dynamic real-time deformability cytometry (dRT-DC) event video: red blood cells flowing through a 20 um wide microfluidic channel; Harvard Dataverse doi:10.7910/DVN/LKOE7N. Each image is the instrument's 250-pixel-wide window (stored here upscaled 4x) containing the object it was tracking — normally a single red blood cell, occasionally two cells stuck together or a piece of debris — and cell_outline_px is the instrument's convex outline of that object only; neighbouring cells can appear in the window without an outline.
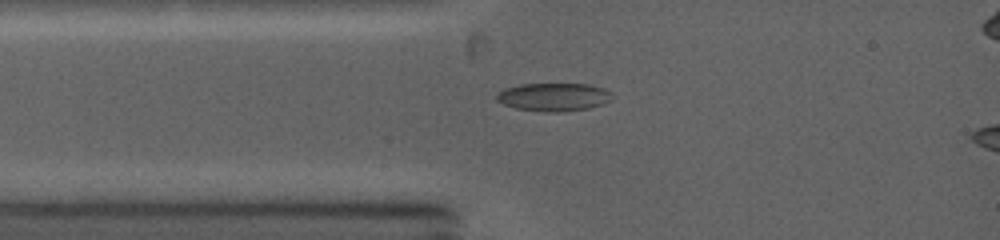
{"species": "common noctule bat (a hibernating species)", "species_latin": "Nyctalus noctula", "temperature_condition": "warm", "stored_images_in_passage": 5, "camera_frame_rate_fps": 5000, "um_per_image_px": 0.085, "animal": {"sex": "female", "body_mass_g": 19.0, "forearm_length_mm": 53.3}, "frame": {"image": 1, "passage_image": 3, "time_ms": 2.0, "image_size_px": [1000, 240], "cell_outline_px": [[612, 100], [588, 108], [560, 112], [544, 112], [516, 108], [504, 104], [496, 100], [496, 92], [504, 88], [520, 84], [588, 84], [604, 88], [612, 92]], "centroid_in_image_um": [47.04, 8.24], "position_along_channel_um": 38.0, "area_um2": 19.02}}